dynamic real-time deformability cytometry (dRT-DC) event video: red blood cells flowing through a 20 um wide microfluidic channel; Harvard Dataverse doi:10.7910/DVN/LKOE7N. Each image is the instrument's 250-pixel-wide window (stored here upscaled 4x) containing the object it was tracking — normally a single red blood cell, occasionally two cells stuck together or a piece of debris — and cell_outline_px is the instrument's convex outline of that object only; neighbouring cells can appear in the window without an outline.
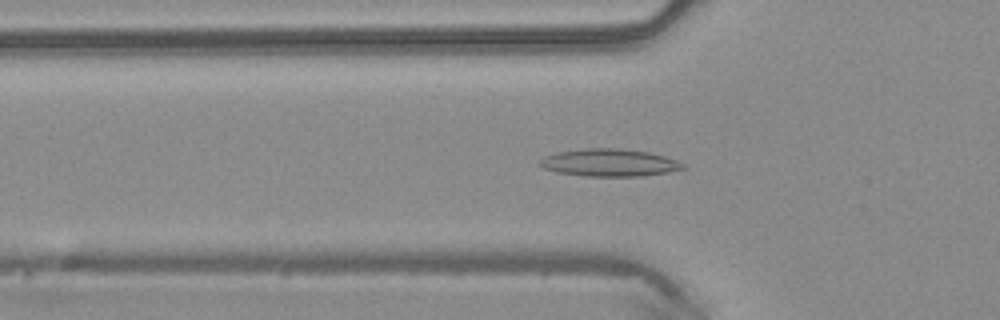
{"species": "common noctule bat (a hibernating species)", "species_latin": "Nyctalus noctula", "temperature_condition": "warm", "stored_images_in_passage": 48, "camera_frame_rate_fps": 3000, "um_per_image_px": 0.085, "animal": {"sex": "male", "body_mass_g": 20.4}, "frame": {"image": 1, "passage_image": 16, "time_ms": 5.0, "image_size_px": [1000, 320], "cell_outline_px": [[688, 168], [668, 172], [644, 176], [584, 176], [556, 172], [544, 168], [536, 164], [544, 156], [556, 152], [588, 148], [616, 148], [648, 152], [664, 156], [676, 160], [684, 164]], "centroid_in_image_um": [51.78, 13.83], "position_along_channel_um": 74.0, "area_um2": 23.0}}
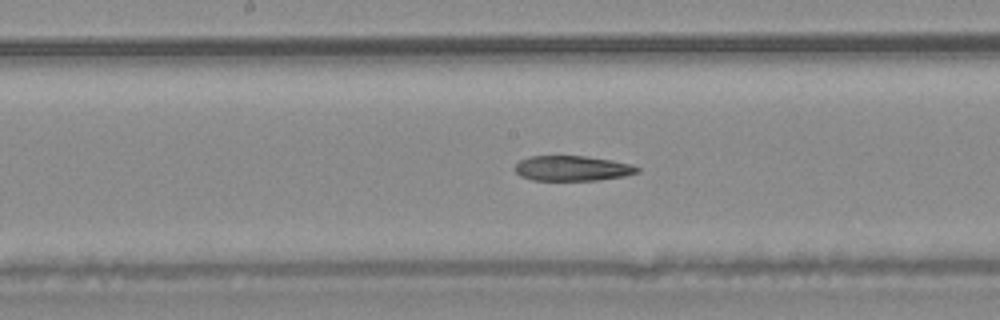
{"frame": {"image": 2, "passage_image": 25, "time_ms": 8.0, "image_size_px": [1000, 320], "cell_outline_px": [[640, 172], [624, 176], [600, 180], [532, 180], [520, 176], [516, 172], [516, 164], [520, 160], [528, 156], [584, 156], [612, 160], [632, 164], [640, 168]], "centroid_in_image_um": [48.67, 14.31], "position_along_channel_um": 199.5, "area_um2": 17.98}}
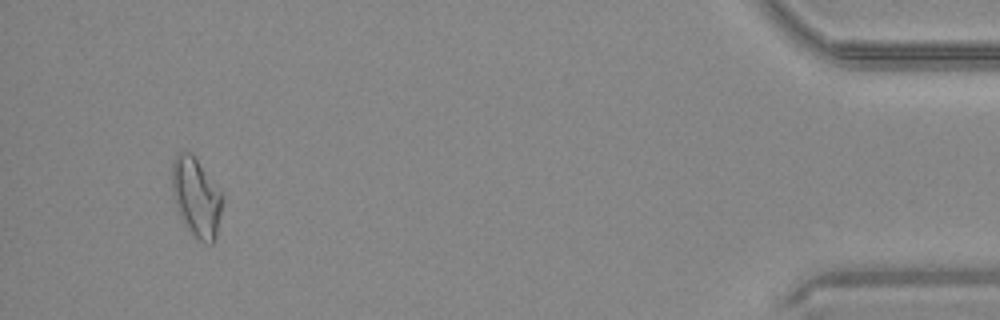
{"frame": {"image": 3, "passage_image": 46, "time_ms": 15.0, "image_size_px": [1000, 320], "cell_outline_px": [[224, 200], [216, 236], [212, 244], [204, 244], [188, 228], [180, 216], [176, 208], [172, 192], [172, 160], [180, 152], [192, 152], [224, 196]], "centroid_in_image_um": [16.69, 16.75], "position_along_channel_um": 418.5, "area_um2": 23.24}}